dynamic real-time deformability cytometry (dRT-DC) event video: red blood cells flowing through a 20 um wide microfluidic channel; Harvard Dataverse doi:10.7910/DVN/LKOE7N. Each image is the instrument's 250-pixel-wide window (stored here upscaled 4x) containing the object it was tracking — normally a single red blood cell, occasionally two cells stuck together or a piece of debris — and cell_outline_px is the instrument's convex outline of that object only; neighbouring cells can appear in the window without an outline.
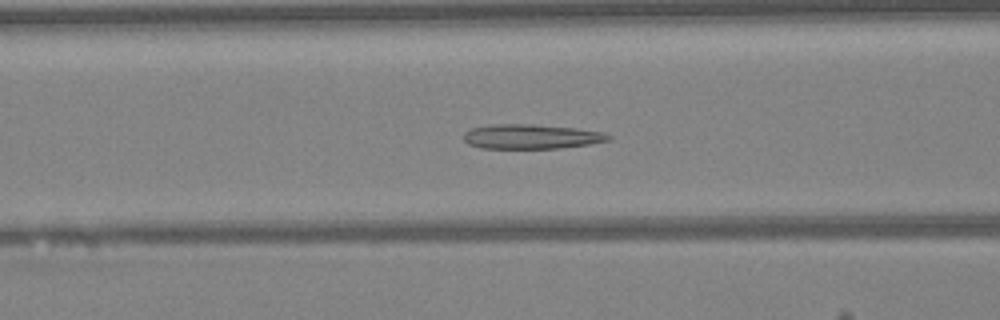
{"species": "Egyptian fruit bat (a non-hibernating species)", "species_latin": "Rousettus aegyptiacus", "temperature_condition": "warm", "stored_images_in_passage": 49, "camera_frame_rate_fps": 3000, "um_per_image_px": 0.085, "animal": {"sex": "female"}, "frame": {"image": 1, "passage_image": 19, "time_ms": 6.0, "image_size_px": [1000, 320], "cell_outline_px": [[612, 140], [588, 144], [560, 148], [480, 148], [468, 144], [464, 140], [464, 132], [472, 128], [492, 124], [532, 124], [576, 128], [604, 132], [612, 136]], "centroid_in_image_um": [45.17, 11.6], "position_along_channel_um": 121.4, "area_um2": 20.81}}
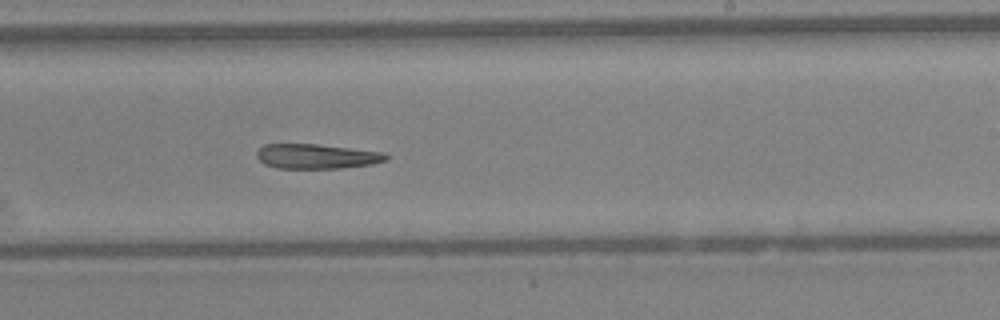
{"frame": {"image": 2, "passage_image": 29, "time_ms": 9.333, "image_size_px": [1000, 320], "cell_outline_px": [[388, 160], [372, 164], [340, 168], [276, 168], [264, 164], [256, 156], [256, 152], [264, 144], [320, 144], [384, 152], [388, 156]], "centroid_in_image_um": [26.92, 13.28], "position_along_channel_um": 262.1, "area_um2": 18.73}}
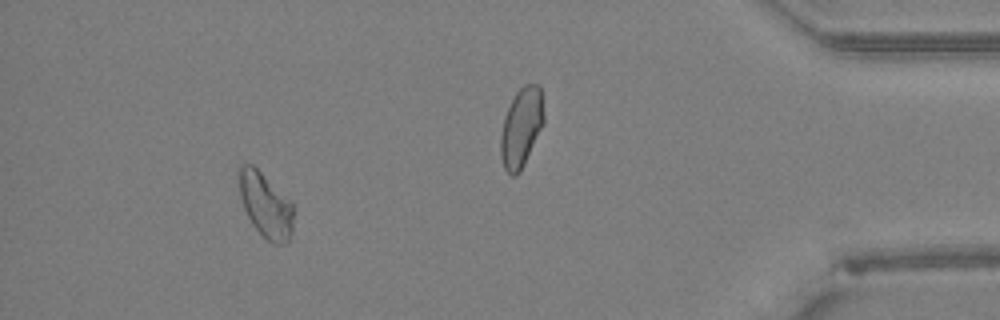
{"frame": {"image": 3, "passage_image": 44, "time_ms": 14.333, "image_size_px": [1000, 320], "cell_outline_px": [[292, 232], [288, 244], [272, 244], [252, 224], [244, 208], [240, 196], [236, 172], [240, 164], [252, 164], [292, 204]], "centroid_in_image_um": [22.52, 17.44], "position_along_channel_um": 412.7, "area_um2": 20.29}}